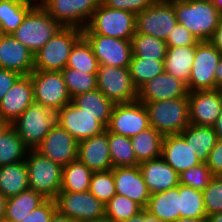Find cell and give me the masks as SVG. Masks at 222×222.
I'll use <instances>...</instances> for the list:
<instances>
[{
  "label": "cell",
  "mask_w": 222,
  "mask_h": 222,
  "mask_svg": "<svg viewBox=\"0 0 222 222\" xmlns=\"http://www.w3.org/2000/svg\"><path fill=\"white\" fill-rule=\"evenodd\" d=\"M82 36L90 44L99 65L129 68L133 55L131 40L94 34L88 27L82 29Z\"/></svg>",
  "instance_id": "obj_10"
},
{
  "label": "cell",
  "mask_w": 222,
  "mask_h": 222,
  "mask_svg": "<svg viewBox=\"0 0 222 222\" xmlns=\"http://www.w3.org/2000/svg\"><path fill=\"white\" fill-rule=\"evenodd\" d=\"M78 143L56 122L35 150L63 167L78 158Z\"/></svg>",
  "instance_id": "obj_16"
},
{
  "label": "cell",
  "mask_w": 222,
  "mask_h": 222,
  "mask_svg": "<svg viewBox=\"0 0 222 222\" xmlns=\"http://www.w3.org/2000/svg\"><path fill=\"white\" fill-rule=\"evenodd\" d=\"M29 148L10 125L0 137V166L24 161Z\"/></svg>",
  "instance_id": "obj_35"
},
{
  "label": "cell",
  "mask_w": 222,
  "mask_h": 222,
  "mask_svg": "<svg viewBox=\"0 0 222 222\" xmlns=\"http://www.w3.org/2000/svg\"><path fill=\"white\" fill-rule=\"evenodd\" d=\"M34 102L30 75L21 76L0 101V117L10 124Z\"/></svg>",
  "instance_id": "obj_22"
},
{
  "label": "cell",
  "mask_w": 222,
  "mask_h": 222,
  "mask_svg": "<svg viewBox=\"0 0 222 222\" xmlns=\"http://www.w3.org/2000/svg\"><path fill=\"white\" fill-rule=\"evenodd\" d=\"M176 24L172 0H155L149 7L136 14V32L164 41Z\"/></svg>",
  "instance_id": "obj_12"
},
{
  "label": "cell",
  "mask_w": 222,
  "mask_h": 222,
  "mask_svg": "<svg viewBox=\"0 0 222 222\" xmlns=\"http://www.w3.org/2000/svg\"><path fill=\"white\" fill-rule=\"evenodd\" d=\"M29 75L33 84L34 102L57 113L72 101L61 71L33 70Z\"/></svg>",
  "instance_id": "obj_8"
},
{
  "label": "cell",
  "mask_w": 222,
  "mask_h": 222,
  "mask_svg": "<svg viewBox=\"0 0 222 222\" xmlns=\"http://www.w3.org/2000/svg\"><path fill=\"white\" fill-rule=\"evenodd\" d=\"M49 222H76L72 218L67 217L66 215L61 214L58 210H56L51 216Z\"/></svg>",
  "instance_id": "obj_52"
},
{
  "label": "cell",
  "mask_w": 222,
  "mask_h": 222,
  "mask_svg": "<svg viewBox=\"0 0 222 222\" xmlns=\"http://www.w3.org/2000/svg\"><path fill=\"white\" fill-rule=\"evenodd\" d=\"M78 222H109L106 218L95 219V220H85V221H78Z\"/></svg>",
  "instance_id": "obj_62"
},
{
  "label": "cell",
  "mask_w": 222,
  "mask_h": 222,
  "mask_svg": "<svg viewBox=\"0 0 222 222\" xmlns=\"http://www.w3.org/2000/svg\"><path fill=\"white\" fill-rule=\"evenodd\" d=\"M25 162L29 188L46 199L55 200L61 191L63 167L35 149H29Z\"/></svg>",
  "instance_id": "obj_4"
},
{
  "label": "cell",
  "mask_w": 222,
  "mask_h": 222,
  "mask_svg": "<svg viewBox=\"0 0 222 222\" xmlns=\"http://www.w3.org/2000/svg\"><path fill=\"white\" fill-rule=\"evenodd\" d=\"M142 210L143 208L130 198L116 194L105 204V218L109 222H122Z\"/></svg>",
  "instance_id": "obj_42"
},
{
  "label": "cell",
  "mask_w": 222,
  "mask_h": 222,
  "mask_svg": "<svg viewBox=\"0 0 222 222\" xmlns=\"http://www.w3.org/2000/svg\"><path fill=\"white\" fill-rule=\"evenodd\" d=\"M11 124L0 117V137Z\"/></svg>",
  "instance_id": "obj_59"
},
{
  "label": "cell",
  "mask_w": 222,
  "mask_h": 222,
  "mask_svg": "<svg viewBox=\"0 0 222 222\" xmlns=\"http://www.w3.org/2000/svg\"><path fill=\"white\" fill-rule=\"evenodd\" d=\"M62 27L38 2L11 35L35 54Z\"/></svg>",
  "instance_id": "obj_3"
},
{
  "label": "cell",
  "mask_w": 222,
  "mask_h": 222,
  "mask_svg": "<svg viewBox=\"0 0 222 222\" xmlns=\"http://www.w3.org/2000/svg\"><path fill=\"white\" fill-rule=\"evenodd\" d=\"M55 201L57 210L76 222L105 218V204L89 191L59 192Z\"/></svg>",
  "instance_id": "obj_14"
},
{
  "label": "cell",
  "mask_w": 222,
  "mask_h": 222,
  "mask_svg": "<svg viewBox=\"0 0 222 222\" xmlns=\"http://www.w3.org/2000/svg\"><path fill=\"white\" fill-rule=\"evenodd\" d=\"M150 127L149 114L144 103L135 101L114 104L107 130L126 137H132Z\"/></svg>",
  "instance_id": "obj_15"
},
{
  "label": "cell",
  "mask_w": 222,
  "mask_h": 222,
  "mask_svg": "<svg viewBox=\"0 0 222 222\" xmlns=\"http://www.w3.org/2000/svg\"><path fill=\"white\" fill-rule=\"evenodd\" d=\"M196 152L180 134L163 137L161 157L178 174L202 163Z\"/></svg>",
  "instance_id": "obj_24"
},
{
  "label": "cell",
  "mask_w": 222,
  "mask_h": 222,
  "mask_svg": "<svg viewBox=\"0 0 222 222\" xmlns=\"http://www.w3.org/2000/svg\"><path fill=\"white\" fill-rule=\"evenodd\" d=\"M145 222H163L145 210Z\"/></svg>",
  "instance_id": "obj_60"
},
{
  "label": "cell",
  "mask_w": 222,
  "mask_h": 222,
  "mask_svg": "<svg viewBox=\"0 0 222 222\" xmlns=\"http://www.w3.org/2000/svg\"><path fill=\"white\" fill-rule=\"evenodd\" d=\"M202 194L207 216L222 212V176H214Z\"/></svg>",
  "instance_id": "obj_45"
},
{
  "label": "cell",
  "mask_w": 222,
  "mask_h": 222,
  "mask_svg": "<svg viewBox=\"0 0 222 222\" xmlns=\"http://www.w3.org/2000/svg\"><path fill=\"white\" fill-rule=\"evenodd\" d=\"M122 222H145V209H143L138 214L130 217L128 220Z\"/></svg>",
  "instance_id": "obj_56"
},
{
  "label": "cell",
  "mask_w": 222,
  "mask_h": 222,
  "mask_svg": "<svg viewBox=\"0 0 222 222\" xmlns=\"http://www.w3.org/2000/svg\"><path fill=\"white\" fill-rule=\"evenodd\" d=\"M56 210V201L53 199H46L20 222H49L51 216Z\"/></svg>",
  "instance_id": "obj_48"
},
{
  "label": "cell",
  "mask_w": 222,
  "mask_h": 222,
  "mask_svg": "<svg viewBox=\"0 0 222 222\" xmlns=\"http://www.w3.org/2000/svg\"><path fill=\"white\" fill-rule=\"evenodd\" d=\"M48 14L63 27H87L100 0H38Z\"/></svg>",
  "instance_id": "obj_11"
},
{
  "label": "cell",
  "mask_w": 222,
  "mask_h": 222,
  "mask_svg": "<svg viewBox=\"0 0 222 222\" xmlns=\"http://www.w3.org/2000/svg\"><path fill=\"white\" fill-rule=\"evenodd\" d=\"M108 142L113 168L139 165L130 137L108 131Z\"/></svg>",
  "instance_id": "obj_36"
},
{
  "label": "cell",
  "mask_w": 222,
  "mask_h": 222,
  "mask_svg": "<svg viewBox=\"0 0 222 222\" xmlns=\"http://www.w3.org/2000/svg\"><path fill=\"white\" fill-rule=\"evenodd\" d=\"M0 222H9V221H7L5 218H1Z\"/></svg>",
  "instance_id": "obj_63"
},
{
  "label": "cell",
  "mask_w": 222,
  "mask_h": 222,
  "mask_svg": "<svg viewBox=\"0 0 222 222\" xmlns=\"http://www.w3.org/2000/svg\"><path fill=\"white\" fill-rule=\"evenodd\" d=\"M221 56L222 53L210 41H201L197 44L187 84L188 92L216 89L215 70Z\"/></svg>",
  "instance_id": "obj_13"
},
{
  "label": "cell",
  "mask_w": 222,
  "mask_h": 222,
  "mask_svg": "<svg viewBox=\"0 0 222 222\" xmlns=\"http://www.w3.org/2000/svg\"><path fill=\"white\" fill-rule=\"evenodd\" d=\"M217 9L222 13V0H211Z\"/></svg>",
  "instance_id": "obj_61"
},
{
  "label": "cell",
  "mask_w": 222,
  "mask_h": 222,
  "mask_svg": "<svg viewBox=\"0 0 222 222\" xmlns=\"http://www.w3.org/2000/svg\"><path fill=\"white\" fill-rule=\"evenodd\" d=\"M215 77H216V89H220L222 87V56L215 70Z\"/></svg>",
  "instance_id": "obj_53"
},
{
  "label": "cell",
  "mask_w": 222,
  "mask_h": 222,
  "mask_svg": "<svg viewBox=\"0 0 222 222\" xmlns=\"http://www.w3.org/2000/svg\"><path fill=\"white\" fill-rule=\"evenodd\" d=\"M70 96L97 89V74H90L82 70L65 67L61 71Z\"/></svg>",
  "instance_id": "obj_41"
},
{
  "label": "cell",
  "mask_w": 222,
  "mask_h": 222,
  "mask_svg": "<svg viewBox=\"0 0 222 222\" xmlns=\"http://www.w3.org/2000/svg\"><path fill=\"white\" fill-rule=\"evenodd\" d=\"M0 68L29 75L34 70V54L11 34L0 38Z\"/></svg>",
  "instance_id": "obj_21"
},
{
  "label": "cell",
  "mask_w": 222,
  "mask_h": 222,
  "mask_svg": "<svg viewBox=\"0 0 222 222\" xmlns=\"http://www.w3.org/2000/svg\"><path fill=\"white\" fill-rule=\"evenodd\" d=\"M165 42L167 47H179L198 44L200 41H198L196 37L184 26L177 23L169 33Z\"/></svg>",
  "instance_id": "obj_46"
},
{
  "label": "cell",
  "mask_w": 222,
  "mask_h": 222,
  "mask_svg": "<svg viewBox=\"0 0 222 222\" xmlns=\"http://www.w3.org/2000/svg\"><path fill=\"white\" fill-rule=\"evenodd\" d=\"M72 102L107 128L114 104L99 89L78 94Z\"/></svg>",
  "instance_id": "obj_28"
},
{
  "label": "cell",
  "mask_w": 222,
  "mask_h": 222,
  "mask_svg": "<svg viewBox=\"0 0 222 222\" xmlns=\"http://www.w3.org/2000/svg\"><path fill=\"white\" fill-rule=\"evenodd\" d=\"M115 181L116 194L130 198L145 209L151 193L137 166H124L112 168Z\"/></svg>",
  "instance_id": "obj_20"
},
{
  "label": "cell",
  "mask_w": 222,
  "mask_h": 222,
  "mask_svg": "<svg viewBox=\"0 0 222 222\" xmlns=\"http://www.w3.org/2000/svg\"><path fill=\"white\" fill-rule=\"evenodd\" d=\"M7 198L0 192V219L5 217Z\"/></svg>",
  "instance_id": "obj_57"
},
{
  "label": "cell",
  "mask_w": 222,
  "mask_h": 222,
  "mask_svg": "<svg viewBox=\"0 0 222 222\" xmlns=\"http://www.w3.org/2000/svg\"><path fill=\"white\" fill-rule=\"evenodd\" d=\"M163 137L160 132L150 126L130 138L139 164L161 157Z\"/></svg>",
  "instance_id": "obj_33"
},
{
  "label": "cell",
  "mask_w": 222,
  "mask_h": 222,
  "mask_svg": "<svg viewBox=\"0 0 222 222\" xmlns=\"http://www.w3.org/2000/svg\"><path fill=\"white\" fill-rule=\"evenodd\" d=\"M190 124L213 127L222 109L220 89L188 92Z\"/></svg>",
  "instance_id": "obj_18"
},
{
  "label": "cell",
  "mask_w": 222,
  "mask_h": 222,
  "mask_svg": "<svg viewBox=\"0 0 222 222\" xmlns=\"http://www.w3.org/2000/svg\"><path fill=\"white\" fill-rule=\"evenodd\" d=\"M180 135L190 144L201 162H206L208 155L218 140L214 127L190 124Z\"/></svg>",
  "instance_id": "obj_31"
},
{
  "label": "cell",
  "mask_w": 222,
  "mask_h": 222,
  "mask_svg": "<svg viewBox=\"0 0 222 222\" xmlns=\"http://www.w3.org/2000/svg\"><path fill=\"white\" fill-rule=\"evenodd\" d=\"M209 41L222 53V16L212 38Z\"/></svg>",
  "instance_id": "obj_51"
},
{
  "label": "cell",
  "mask_w": 222,
  "mask_h": 222,
  "mask_svg": "<svg viewBox=\"0 0 222 222\" xmlns=\"http://www.w3.org/2000/svg\"><path fill=\"white\" fill-rule=\"evenodd\" d=\"M46 198L33 189L22 191L7 198L5 219L9 222H20L42 204Z\"/></svg>",
  "instance_id": "obj_32"
},
{
  "label": "cell",
  "mask_w": 222,
  "mask_h": 222,
  "mask_svg": "<svg viewBox=\"0 0 222 222\" xmlns=\"http://www.w3.org/2000/svg\"><path fill=\"white\" fill-rule=\"evenodd\" d=\"M78 159L93 172L111 170L108 130L79 141Z\"/></svg>",
  "instance_id": "obj_23"
},
{
  "label": "cell",
  "mask_w": 222,
  "mask_h": 222,
  "mask_svg": "<svg viewBox=\"0 0 222 222\" xmlns=\"http://www.w3.org/2000/svg\"><path fill=\"white\" fill-rule=\"evenodd\" d=\"M56 124V112L33 102L11 126L29 149H36Z\"/></svg>",
  "instance_id": "obj_6"
},
{
  "label": "cell",
  "mask_w": 222,
  "mask_h": 222,
  "mask_svg": "<svg viewBox=\"0 0 222 222\" xmlns=\"http://www.w3.org/2000/svg\"><path fill=\"white\" fill-rule=\"evenodd\" d=\"M21 76L17 72L0 68V101Z\"/></svg>",
  "instance_id": "obj_50"
},
{
  "label": "cell",
  "mask_w": 222,
  "mask_h": 222,
  "mask_svg": "<svg viewBox=\"0 0 222 222\" xmlns=\"http://www.w3.org/2000/svg\"><path fill=\"white\" fill-rule=\"evenodd\" d=\"M132 56L146 59L164 60L167 44L151 35L135 32L132 37Z\"/></svg>",
  "instance_id": "obj_37"
},
{
  "label": "cell",
  "mask_w": 222,
  "mask_h": 222,
  "mask_svg": "<svg viewBox=\"0 0 222 222\" xmlns=\"http://www.w3.org/2000/svg\"><path fill=\"white\" fill-rule=\"evenodd\" d=\"M129 70L134 86L139 89L146 82L164 71V60L132 56Z\"/></svg>",
  "instance_id": "obj_39"
},
{
  "label": "cell",
  "mask_w": 222,
  "mask_h": 222,
  "mask_svg": "<svg viewBox=\"0 0 222 222\" xmlns=\"http://www.w3.org/2000/svg\"><path fill=\"white\" fill-rule=\"evenodd\" d=\"M218 139H222V109L215 125L213 126Z\"/></svg>",
  "instance_id": "obj_54"
},
{
  "label": "cell",
  "mask_w": 222,
  "mask_h": 222,
  "mask_svg": "<svg viewBox=\"0 0 222 222\" xmlns=\"http://www.w3.org/2000/svg\"><path fill=\"white\" fill-rule=\"evenodd\" d=\"M87 27L94 34L132 40L136 32V14L109 8L100 2Z\"/></svg>",
  "instance_id": "obj_7"
},
{
  "label": "cell",
  "mask_w": 222,
  "mask_h": 222,
  "mask_svg": "<svg viewBox=\"0 0 222 222\" xmlns=\"http://www.w3.org/2000/svg\"><path fill=\"white\" fill-rule=\"evenodd\" d=\"M174 222H209L208 216L199 217V218H187V217H179Z\"/></svg>",
  "instance_id": "obj_55"
},
{
  "label": "cell",
  "mask_w": 222,
  "mask_h": 222,
  "mask_svg": "<svg viewBox=\"0 0 222 222\" xmlns=\"http://www.w3.org/2000/svg\"><path fill=\"white\" fill-rule=\"evenodd\" d=\"M149 123L163 136L180 134L190 125L188 97L144 103Z\"/></svg>",
  "instance_id": "obj_2"
},
{
  "label": "cell",
  "mask_w": 222,
  "mask_h": 222,
  "mask_svg": "<svg viewBox=\"0 0 222 222\" xmlns=\"http://www.w3.org/2000/svg\"><path fill=\"white\" fill-rule=\"evenodd\" d=\"M155 0H100V2L113 9H121L138 14L149 7Z\"/></svg>",
  "instance_id": "obj_47"
},
{
  "label": "cell",
  "mask_w": 222,
  "mask_h": 222,
  "mask_svg": "<svg viewBox=\"0 0 222 222\" xmlns=\"http://www.w3.org/2000/svg\"><path fill=\"white\" fill-rule=\"evenodd\" d=\"M29 189L26 162L0 166V192L9 198Z\"/></svg>",
  "instance_id": "obj_30"
},
{
  "label": "cell",
  "mask_w": 222,
  "mask_h": 222,
  "mask_svg": "<svg viewBox=\"0 0 222 222\" xmlns=\"http://www.w3.org/2000/svg\"><path fill=\"white\" fill-rule=\"evenodd\" d=\"M179 97H188L187 85L164 70L138 89L137 101L148 103Z\"/></svg>",
  "instance_id": "obj_19"
},
{
  "label": "cell",
  "mask_w": 222,
  "mask_h": 222,
  "mask_svg": "<svg viewBox=\"0 0 222 222\" xmlns=\"http://www.w3.org/2000/svg\"><path fill=\"white\" fill-rule=\"evenodd\" d=\"M205 163L214 176H222V139L217 140Z\"/></svg>",
  "instance_id": "obj_49"
},
{
  "label": "cell",
  "mask_w": 222,
  "mask_h": 222,
  "mask_svg": "<svg viewBox=\"0 0 222 222\" xmlns=\"http://www.w3.org/2000/svg\"><path fill=\"white\" fill-rule=\"evenodd\" d=\"M91 171L78 158L62 169L60 192H87L90 189Z\"/></svg>",
  "instance_id": "obj_34"
},
{
  "label": "cell",
  "mask_w": 222,
  "mask_h": 222,
  "mask_svg": "<svg viewBox=\"0 0 222 222\" xmlns=\"http://www.w3.org/2000/svg\"><path fill=\"white\" fill-rule=\"evenodd\" d=\"M56 122L78 142L106 129L95 116L83 112L72 101L56 113Z\"/></svg>",
  "instance_id": "obj_17"
},
{
  "label": "cell",
  "mask_w": 222,
  "mask_h": 222,
  "mask_svg": "<svg viewBox=\"0 0 222 222\" xmlns=\"http://www.w3.org/2000/svg\"><path fill=\"white\" fill-rule=\"evenodd\" d=\"M97 89L113 104L132 103L138 98V89L133 84L129 68L99 65Z\"/></svg>",
  "instance_id": "obj_9"
},
{
  "label": "cell",
  "mask_w": 222,
  "mask_h": 222,
  "mask_svg": "<svg viewBox=\"0 0 222 222\" xmlns=\"http://www.w3.org/2000/svg\"><path fill=\"white\" fill-rule=\"evenodd\" d=\"M209 222H222V212H218L208 216Z\"/></svg>",
  "instance_id": "obj_58"
},
{
  "label": "cell",
  "mask_w": 222,
  "mask_h": 222,
  "mask_svg": "<svg viewBox=\"0 0 222 222\" xmlns=\"http://www.w3.org/2000/svg\"><path fill=\"white\" fill-rule=\"evenodd\" d=\"M38 0H0V31L13 33Z\"/></svg>",
  "instance_id": "obj_29"
},
{
  "label": "cell",
  "mask_w": 222,
  "mask_h": 222,
  "mask_svg": "<svg viewBox=\"0 0 222 222\" xmlns=\"http://www.w3.org/2000/svg\"><path fill=\"white\" fill-rule=\"evenodd\" d=\"M66 67L97 74L99 62L83 36L72 47Z\"/></svg>",
  "instance_id": "obj_38"
},
{
  "label": "cell",
  "mask_w": 222,
  "mask_h": 222,
  "mask_svg": "<svg viewBox=\"0 0 222 222\" xmlns=\"http://www.w3.org/2000/svg\"><path fill=\"white\" fill-rule=\"evenodd\" d=\"M196 46L167 47L164 70L186 85L190 79L191 68L195 59Z\"/></svg>",
  "instance_id": "obj_26"
},
{
  "label": "cell",
  "mask_w": 222,
  "mask_h": 222,
  "mask_svg": "<svg viewBox=\"0 0 222 222\" xmlns=\"http://www.w3.org/2000/svg\"><path fill=\"white\" fill-rule=\"evenodd\" d=\"M82 37V29L62 27L34 54V70L62 71L68 63L74 44Z\"/></svg>",
  "instance_id": "obj_5"
},
{
  "label": "cell",
  "mask_w": 222,
  "mask_h": 222,
  "mask_svg": "<svg viewBox=\"0 0 222 222\" xmlns=\"http://www.w3.org/2000/svg\"><path fill=\"white\" fill-rule=\"evenodd\" d=\"M214 175L205 162L191 167L179 174V184L203 191Z\"/></svg>",
  "instance_id": "obj_44"
},
{
  "label": "cell",
  "mask_w": 222,
  "mask_h": 222,
  "mask_svg": "<svg viewBox=\"0 0 222 222\" xmlns=\"http://www.w3.org/2000/svg\"><path fill=\"white\" fill-rule=\"evenodd\" d=\"M145 210L163 222H174L180 217L179 185L151 194Z\"/></svg>",
  "instance_id": "obj_27"
},
{
  "label": "cell",
  "mask_w": 222,
  "mask_h": 222,
  "mask_svg": "<svg viewBox=\"0 0 222 222\" xmlns=\"http://www.w3.org/2000/svg\"><path fill=\"white\" fill-rule=\"evenodd\" d=\"M89 192L103 204H106L111 200L116 195L112 169L108 171L93 172L90 179Z\"/></svg>",
  "instance_id": "obj_43"
},
{
  "label": "cell",
  "mask_w": 222,
  "mask_h": 222,
  "mask_svg": "<svg viewBox=\"0 0 222 222\" xmlns=\"http://www.w3.org/2000/svg\"><path fill=\"white\" fill-rule=\"evenodd\" d=\"M177 23L189 30L198 41H209L222 13L209 0H172Z\"/></svg>",
  "instance_id": "obj_1"
},
{
  "label": "cell",
  "mask_w": 222,
  "mask_h": 222,
  "mask_svg": "<svg viewBox=\"0 0 222 222\" xmlns=\"http://www.w3.org/2000/svg\"><path fill=\"white\" fill-rule=\"evenodd\" d=\"M179 212L180 217L207 216L202 191L179 184Z\"/></svg>",
  "instance_id": "obj_40"
},
{
  "label": "cell",
  "mask_w": 222,
  "mask_h": 222,
  "mask_svg": "<svg viewBox=\"0 0 222 222\" xmlns=\"http://www.w3.org/2000/svg\"><path fill=\"white\" fill-rule=\"evenodd\" d=\"M139 169L151 194L179 185V174L162 157L140 163Z\"/></svg>",
  "instance_id": "obj_25"
}]
</instances>
